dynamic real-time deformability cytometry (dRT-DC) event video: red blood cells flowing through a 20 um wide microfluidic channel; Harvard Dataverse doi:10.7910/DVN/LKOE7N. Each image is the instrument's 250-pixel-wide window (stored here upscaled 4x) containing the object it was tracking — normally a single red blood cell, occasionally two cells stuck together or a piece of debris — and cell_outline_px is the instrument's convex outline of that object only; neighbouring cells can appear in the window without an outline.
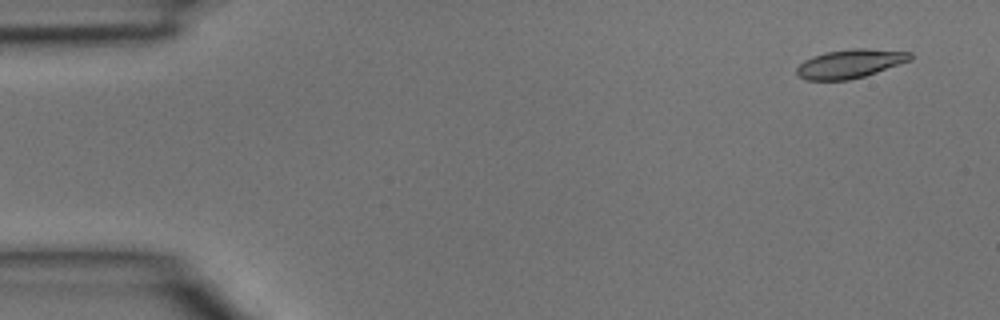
{"species": "common noctule bat (a hibernating species)", "species_latin": "Nyctalus noctula", "temperature_condition": "room temperature", "stored_images_in_passage": 4, "camera_frame_rate_fps": 3000, "um_per_image_px": 0.085, "animal": {"sex": "male", "body_mass_g": 15.6}, "frame": {"image": 1, "passage_image": 1, "time_ms": 0.0, "image_size_px": [1000, 320], "cell_outline_px": [[912, 60], [864, 76], [848, 80], [804, 80], [796, 72], [796, 68], [804, 60], [812, 56], [824, 52], [852, 48], [864, 48], [912, 52]], "centroid_in_image_um": [72.25, 5.4], "position_along_channel_um": 12.8, "area_um2": 19.07}}